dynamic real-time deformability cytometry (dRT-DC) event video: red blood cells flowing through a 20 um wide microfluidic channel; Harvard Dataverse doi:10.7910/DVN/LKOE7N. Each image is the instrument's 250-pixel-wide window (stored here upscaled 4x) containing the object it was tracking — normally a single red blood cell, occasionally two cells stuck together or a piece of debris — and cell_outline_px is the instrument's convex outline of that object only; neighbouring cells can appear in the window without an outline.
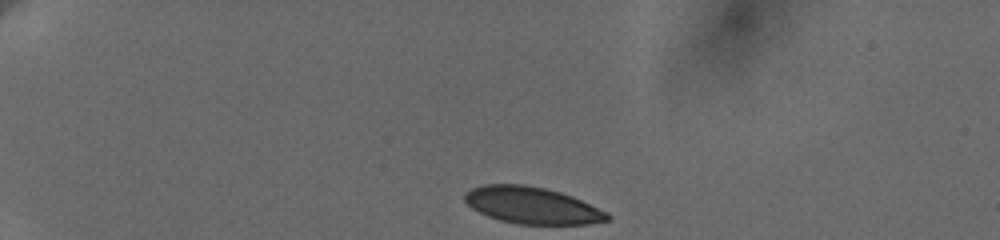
{"species": "human", "species_latin": "Homo sapiens", "temperature_condition": "cold", "stored_images_in_passage": 39, "camera_frame_rate_fps": 3000, "um_per_image_px": 0.085, "donor": {"sex": "female"}, "frame": {"image": 1, "passage_image": 1, "time_ms": 0.0, "image_size_px": [1000, 240], "cell_outline_px": [[612, 216], [608, 220], [588, 224], [520, 224], [500, 220], [488, 216], [472, 208], [464, 200], [464, 192], [472, 188], [484, 184], [524, 184], [544, 188], [560, 192], [572, 196], [608, 212]], "centroid_in_image_um": [45.23, 17.45], "position_along_channel_um": 39.8, "area_um2": 30.52}}
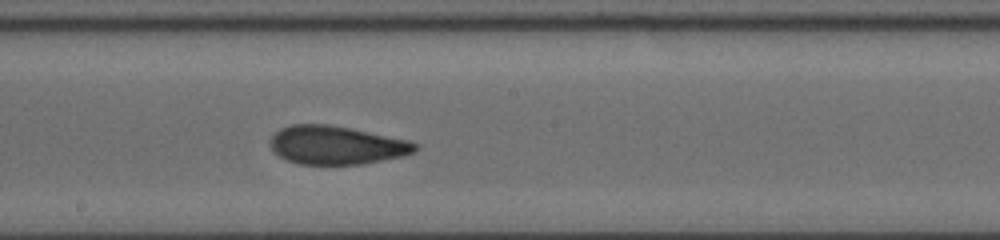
{"frame": {"image": 2, "passage_image": 22, "time_ms": 7.0, "image_size_px": [1000, 240], "cell_outline_px": [[420, 148], [416, 152], [404, 156], [364, 164], [300, 164], [288, 160], [272, 152], [268, 144], [272, 136], [280, 128], [292, 124], [328, 124], [408, 140], [420, 144]], "centroid_in_image_um": [28.61, 12.34], "position_along_channel_um": 219.6, "area_um2": 32.66}}
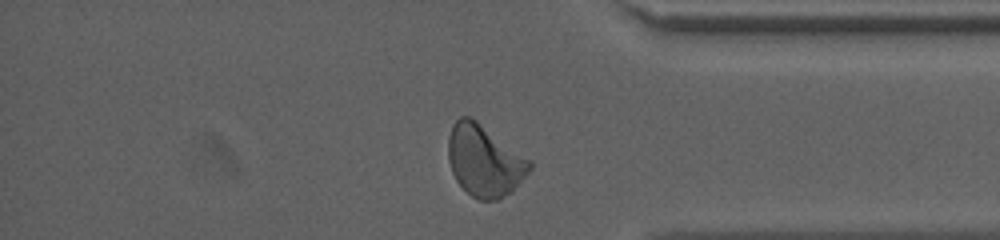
{"frame": {"image": 3, "passage_image": 37, "time_ms": 12.0, "image_size_px": [1000, 240], "cell_outline_px": [[532, 168], [512, 192], [500, 200], [480, 200], [472, 196], [456, 180], [452, 172], [448, 160], [448, 136], [452, 124], [460, 116], [468, 116], [476, 120], [532, 160]], "centroid_in_image_um": [41.19, 13.66], "position_along_channel_um": 394.0, "area_um2": 34.1}, "authors_computed_cell_mechanics": {"area_um2": 32.657, "velocity_mm_per_s": 3.6257, "shape_relaxation_time_tau1_ms": 7.0782, "shape_relaxation_time_tau2_ms": 1.4437, "deformation_change_tau1": 0.1693, "deformation_change_tau2": 0.062}}